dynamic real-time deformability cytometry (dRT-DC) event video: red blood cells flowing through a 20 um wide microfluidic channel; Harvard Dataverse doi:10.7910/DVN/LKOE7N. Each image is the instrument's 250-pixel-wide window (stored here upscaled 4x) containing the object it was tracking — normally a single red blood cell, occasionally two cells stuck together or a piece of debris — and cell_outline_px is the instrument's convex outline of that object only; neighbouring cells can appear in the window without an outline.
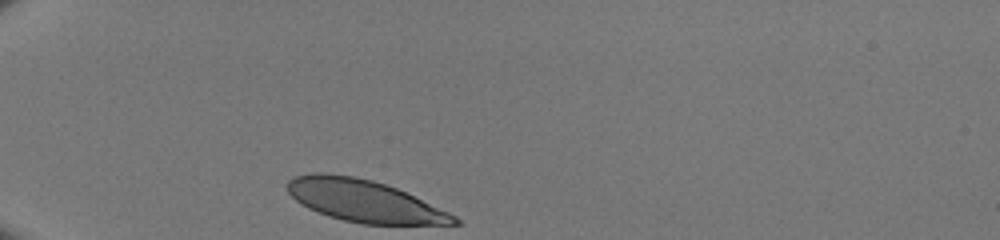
{"species": "human", "species_latin": "Homo sapiens", "temperature_condition": "room temperature", "stored_images_in_passage": 28, "camera_frame_rate_fps": 3000, "um_per_image_px": 0.085, "donor": {"sex": "male"}, "frame": {"image": 1, "passage_image": 1, "time_ms": 0.0, "image_size_px": [1000, 240], "cell_outline_px": [[460, 224], [364, 224], [344, 220], [328, 216], [308, 208], [296, 200], [288, 192], [288, 180], [296, 176], [316, 172], [324, 172], [352, 176], [372, 180], [396, 188], [448, 212], [456, 216], [460, 220]], "centroid_in_image_um": [30.93, 17.07], "position_along_channel_um": 54.1, "area_um2": 40.29}}
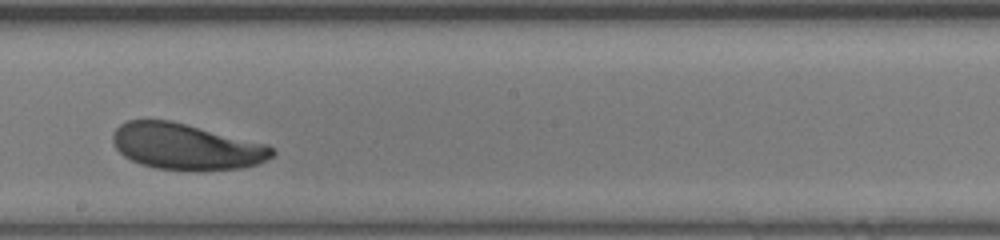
{"frame": {"image": 2, "passage_image": 16, "time_ms": 5.0, "image_size_px": [1000, 240], "cell_outline_px": [[276, 152], [272, 156], [256, 164], [240, 168], [156, 168], [140, 164], [124, 156], [116, 148], [112, 140], [112, 136], [116, 128], [120, 124], [128, 120], [172, 120], [268, 144]], "centroid_in_image_um": [15.79, 12.41], "position_along_channel_um": 232.4, "area_um2": 41.96}}
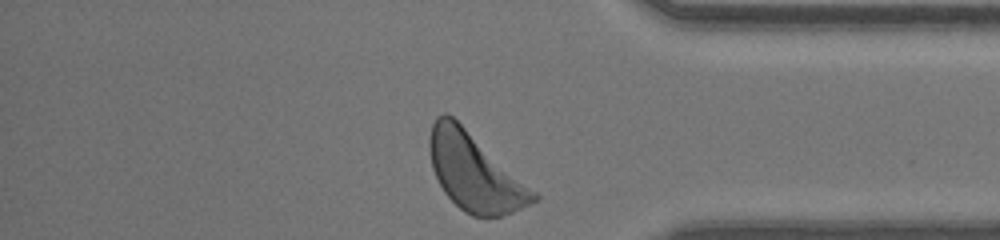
{"frame": {"image": 3, "passage_image": 28, "time_ms": 9.0, "image_size_px": [1000, 240], "cell_outline_px": [[540, 196], [536, 200], [512, 212], [500, 216], [472, 216], [464, 212], [444, 192], [432, 168], [428, 144], [428, 140], [432, 124], [436, 116], [444, 112], [452, 116], [536, 192]], "centroid_in_image_um": [40.3, 14.62], "position_along_channel_um": 394.9, "area_um2": 45.84}}